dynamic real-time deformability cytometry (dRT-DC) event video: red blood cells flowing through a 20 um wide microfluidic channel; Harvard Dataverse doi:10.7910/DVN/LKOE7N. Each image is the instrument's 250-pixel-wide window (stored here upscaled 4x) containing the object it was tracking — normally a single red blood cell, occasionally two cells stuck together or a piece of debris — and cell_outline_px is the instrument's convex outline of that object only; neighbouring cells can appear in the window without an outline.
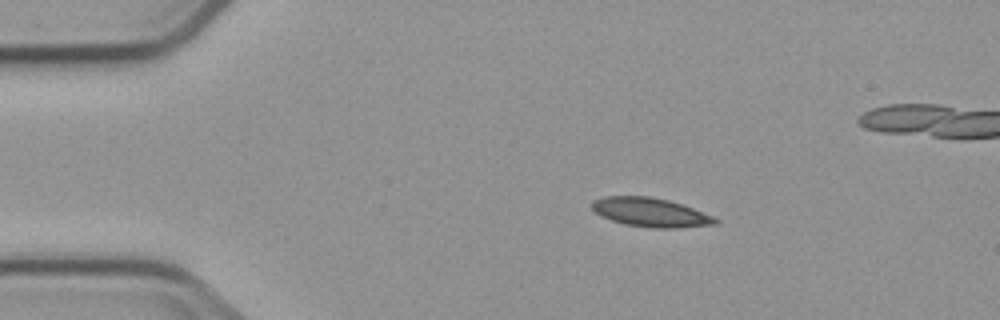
{"species": "common noctule bat (a hibernating species)", "species_latin": "Nyctalus noctula", "temperature_condition": "cold", "stored_images_in_passage": 5, "segment_of_instrument_passage": [1, 2], "camera_frame_rate_fps": 3000, "um_per_image_px": 0.085, "animal": {"sex": "male", "body_mass_g": 23.1, "forearm_length_mm": 52.7}, "frame": {"image": 1, "passage_image": 1, "time_ms": 0.0, "image_size_px": [1000, 320], "cell_outline_px": [[720, 220], [716, 224], [676, 228], [652, 228], [624, 224], [600, 216], [592, 208], [592, 200], [604, 196], [648, 196], [668, 200], [684, 204], [712, 216]], "centroid_in_image_um": [55.29, 18.05], "position_along_channel_um": 29.7, "area_um2": 20.87}}
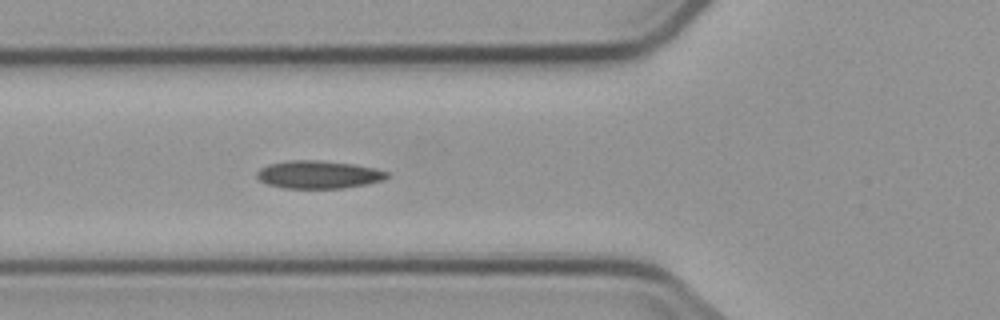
{"frame": {"image": 2, "passage_image": 4, "time_ms": 3.333, "image_size_px": [1000, 320], "cell_outline_px": [[392, 176], [384, 180], [368, 184], [344, 188], [284, 188], [268, 184], [260, 180], [256, 176], [256, 172], [260, 168], [268, 164], [288, 160], [316, 160], [352, 164], [376, 168], [388, 172]], "centroid_in_image_um": [27.1, 14.84], "position_along_channel_um": 98.7, "area_um2": 21.27}}